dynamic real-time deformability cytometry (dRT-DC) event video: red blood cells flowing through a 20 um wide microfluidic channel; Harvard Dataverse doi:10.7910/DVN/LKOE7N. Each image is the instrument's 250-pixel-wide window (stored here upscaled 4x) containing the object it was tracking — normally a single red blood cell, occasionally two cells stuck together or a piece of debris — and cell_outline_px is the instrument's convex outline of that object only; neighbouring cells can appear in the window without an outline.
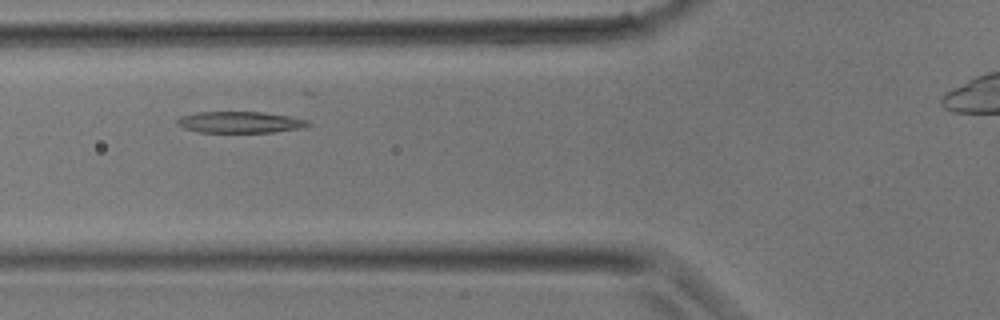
{"species": "common noctule bat (a hibernating species)", "species_latin": "Nyctalus noctula", "temperature_condition": "room temperature", "stored_images_in_passage": 24, "camera_frame_rate_fps": 3000, "um_per_image_px": 0.085, "animal": {"sex": "male", "body_mass_g": 17.9}, "frame": {"image": 1, "passage_image": 9, "time_ms": 2.667, "image_size_px": [1000, 320], "cell_outline_px": [[312, 124], [296, 128], [272, 132], [200, 132], [184, 128], [176, 124], [176, 120], [180, 116], [200, 112], [264, 112], [288, 116], [308, 120]], "centroid_in_image_um": [20.35, 10.38], "position_along_channel_um": 105.5, "area_um2": 16.07}}
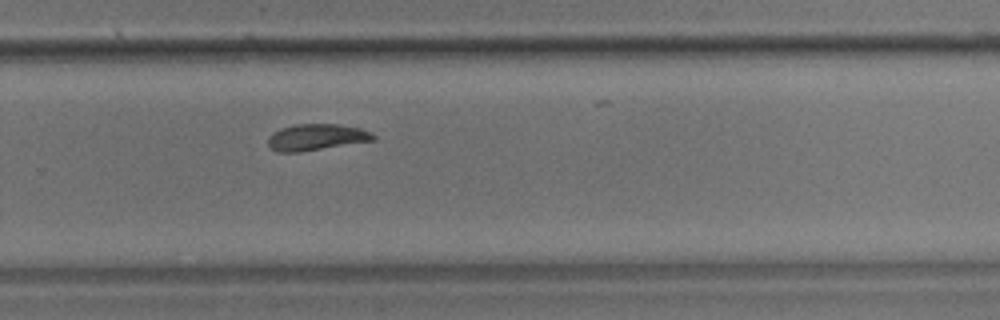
{"frame": {"image": 2, "passage_image": 19, "time_ms": 6.0, "image_size_px": [1000, 320], "cell_outline_px": [[376, 140], [300, 152], [276, 152], [268, 148], [268, 136], [272, 132], [280, 128], [296, 124], [336, 124], [360, 128], [376, 136]], "centroid_in_image_um": [26.83, 11.67], "position_along_channel_um": 303.0, "area_um2": 16.3}}
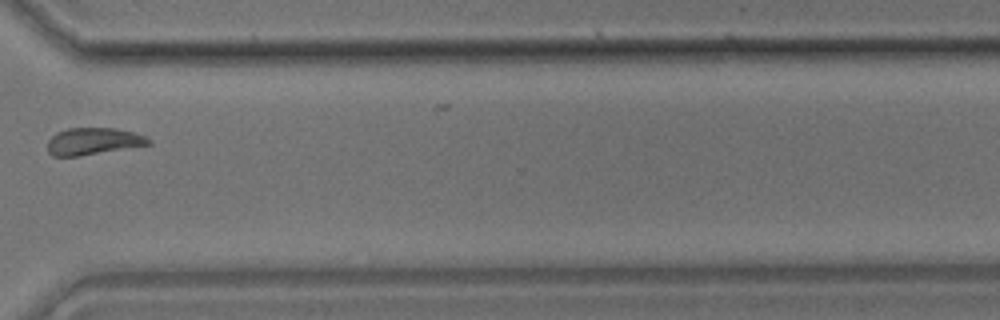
{"frame": {"image": 3, "passage_image": 22, "time_ms": 7.0, "image_size_px": [1000, 320], "cell_outline_px": [[152, 144], [80, 156], [52, 156], [48, 152], [48, 140], [56, 132], [68, 128], [116, 128], [132, 132], [144, 136], [152, 140]], "centroid_in_image_um": [7.92, 12.01], "position_along_channel_um": 362.7, "area_um2": 15.9}}